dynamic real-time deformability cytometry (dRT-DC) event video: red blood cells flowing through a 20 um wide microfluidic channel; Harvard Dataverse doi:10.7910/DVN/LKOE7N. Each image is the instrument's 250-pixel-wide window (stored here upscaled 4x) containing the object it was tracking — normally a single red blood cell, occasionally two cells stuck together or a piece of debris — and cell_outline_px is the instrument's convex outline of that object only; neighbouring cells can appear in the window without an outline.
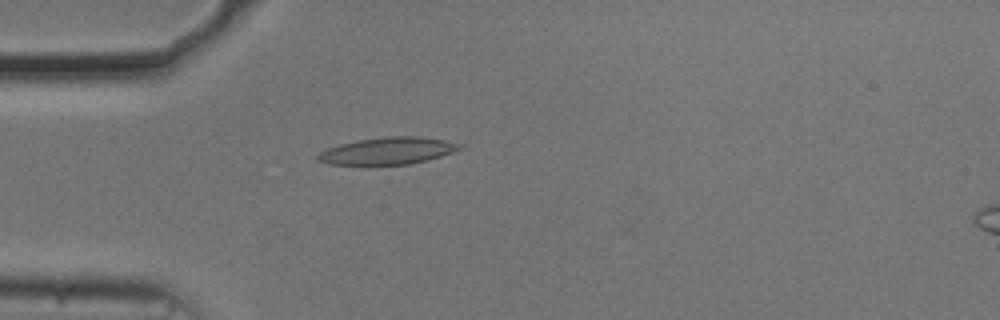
{"species": "common noctule bat (a hibernating species)", "species_latin": "Nyctalus noctula", "temperature_condition": "cold", "stored_images_in_passage": 54, "camera_frame_rate_fps": 3000, "um_per_image_px": 0.085, "animal": {"sex": "male", "body_mass_g": 20.5, "forearm_length_mm": 52.5}, "frame": {"image": 1, "passage_image": 15, "time_ms": 4.667, "image_size_px": [1000, 320], "cell_outline_px": [[464, 148], [428, 160], [408, 164], [328, 164], [316, 160], [316, 156], [320, 152], [328, 148], [340, 144], [356, 140], [384, 136], [420, 136], [444, 140], [464, 144]], "centroid_in_image_um": [32.98, 12.81], "position_along_channel_um": 52.0, "area_um2": 22.37}}
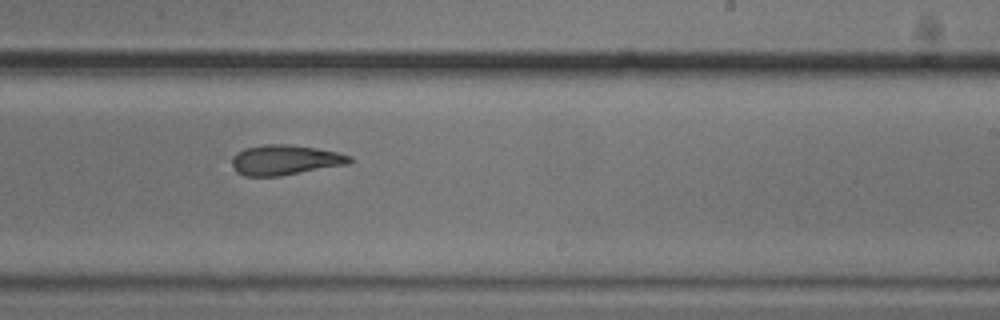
{"frame": {"image": 2, "passage_image": 33, "time_ms": 10.667, "image_size_px": [1000, 320], "cell_outline_px": [[352, 160], [348, 164], [280, 176], [244, 176], [236, 172], [232, 164], [232, 156], [236, 152], [244, 148], [264, 144], [288, 144], [316, 148], [340, 152], [352, 156]], "centroid_in_image_um": [24.22, 13.59], "position_along_channel_um": 264.8, "area_um2": 20.81}}
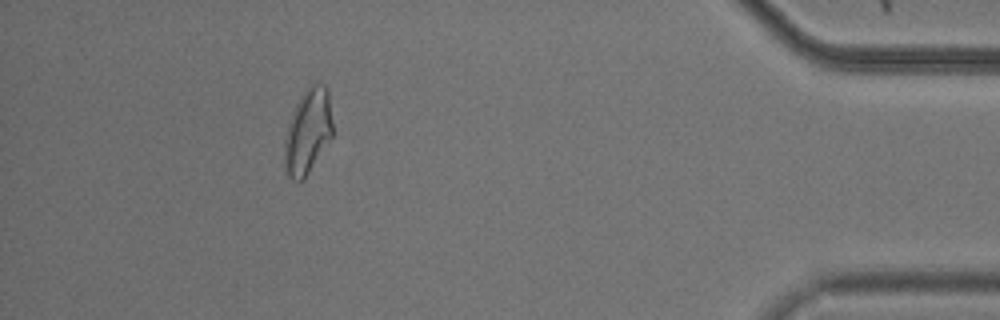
{"frame": {"image": 3, "passage_image": 49, "time_ms": 16.0, "image_size_px": [1000, 320], "cell_outline_px": [[332, 136], [304, 180], [292, 180], [284, 172], [284, 140], [288, 124], [296, 104], [300, 96], [312, 84], [324, 84], [328, 88], [332, 124]], "centroid_in_image_um": [26.15, 11.21], "position_along_channel_um": 409.1, "area_um2": 23.81}, "authors_computed_cell_mechanics": {"area_um2": 21.7039, "velocity_mm_per_s": 3.697, "shape_relaxation_time_tau1_ms": null, "shape_relaxation_time_tau2_ms": 6.5882, "deformation_change_tau1": null, "deformation_change_tau2": 0.1778}}